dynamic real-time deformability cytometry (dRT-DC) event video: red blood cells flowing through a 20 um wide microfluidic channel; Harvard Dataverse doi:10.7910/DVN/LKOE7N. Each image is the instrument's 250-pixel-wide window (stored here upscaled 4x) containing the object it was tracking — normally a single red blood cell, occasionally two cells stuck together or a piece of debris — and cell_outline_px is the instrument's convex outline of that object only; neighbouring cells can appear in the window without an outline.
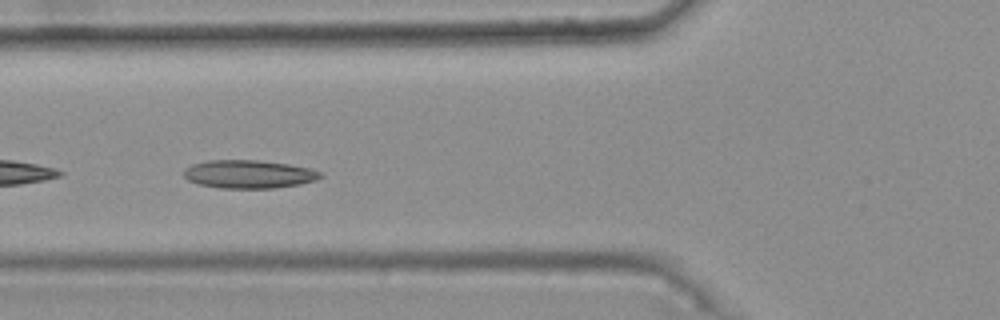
{"species": "common noctule bat (a hibernating species)", "species_latin": "Nyctalus noctula", "temperature_condition": "warm", "stored_images_in_passage": 33, "camera_frame_rate_fps": 3000, "um_per_image_px": 0.085, "animal": {"sex": "female", "body_mass_g": 25.1}, "frame": {"image": 1, "passage_image": 19, "time_ms": 6.0, "image_size_px": [1000, 320], "cell_outline_px": [[324, 176], [316, 180], [300, 184], [272, 188], [220, 188], [200, 184], [188, 180], [184, 176], [184, 168], [192, 164], [208, 160], [256, 160], [288, 164], [308, 168], [320, 172]], "centroid_in_image_um": [21.13, 14.8], "position_along_channel_um": 104.7, "area_um2": 22.37}}